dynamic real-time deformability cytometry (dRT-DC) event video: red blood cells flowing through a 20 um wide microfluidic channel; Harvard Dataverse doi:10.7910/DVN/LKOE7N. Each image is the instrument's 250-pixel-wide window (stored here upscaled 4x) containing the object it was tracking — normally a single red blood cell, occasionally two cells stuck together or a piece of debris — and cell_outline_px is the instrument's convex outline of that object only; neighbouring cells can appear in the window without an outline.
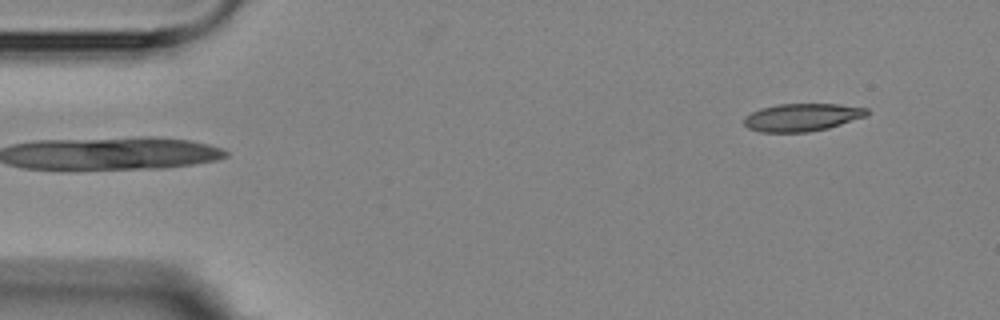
{"species": "Egyptian fruit bat (a non-hibernating species)", "species_latin": "Rousettus aegyptiacus", "temperature_condition": "room temperature", "stored_images_in_passage": 4, "camera_frame_rate_fps": 3000, "um_per_image_px": 0.085, "animal": {"sex": "female"}, "frame": {"image": 1, "passage_image": 4, "time_ms": 3.333, "image_size_px": [1000, 320], "cell_outline_px": [[868, 116], [828, 128], [808, 132], [760, 132], [748, 128], [744, 124], [744, 116], [760, 108], [776, 104], [840, 104], [868, 108]], "centroid_in_image_um": [68.18, 9.97], "position_along_channel_um": 16.8, "area_um2": 20.0}}